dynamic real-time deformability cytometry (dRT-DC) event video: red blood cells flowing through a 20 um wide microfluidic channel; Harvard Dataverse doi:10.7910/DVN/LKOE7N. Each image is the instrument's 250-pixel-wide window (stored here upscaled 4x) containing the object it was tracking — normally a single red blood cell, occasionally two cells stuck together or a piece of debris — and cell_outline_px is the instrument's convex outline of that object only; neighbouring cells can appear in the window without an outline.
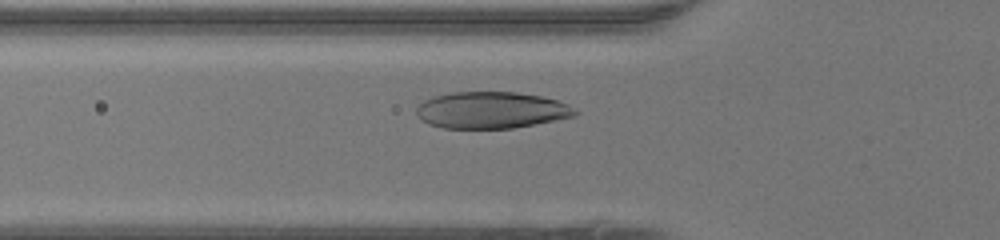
{"species": "human", "species_latin": "Homo sapiens", "temperature_condition": "warm", "stored_images_in_passage": 33, "camera_frame_rate_fps": 3000, "um_per_image_px": 0.085, "donor": {"sex": "female"}, "frame": {"image": 1, "passage_image": 9, "time_ms": 2.667, "image_size_px": [1000, 240], "cell_outline_px": [[580, 112], [576, 116], [556, 120], [512, 128], [444, 128], [428, 124], [420, 120], [416, 116], [416, 108], [424, 100], [432, 96], [452, 92], [516, 92], [540, 96], [556, 100], [568, 104]], "centroid_in_image_um": [41.74, 9.36], "position_along_channel_um": 84.1, "area_um2": 34.04}}
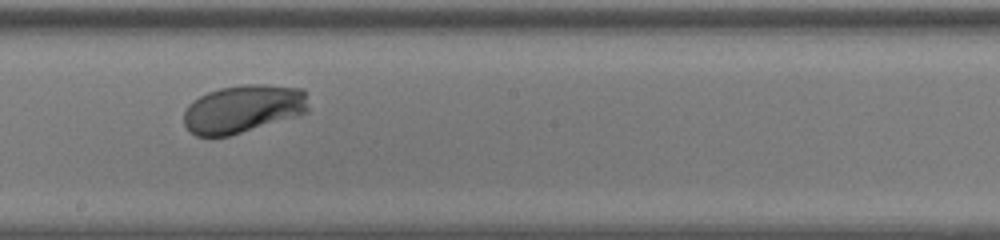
{"frame": {"image": 2, "passage_image": 19, "time_ms": 6.0, "image_size_px": [1000, 240], "cell_outline_px": [[308, 112], [296, 116], [228, 136], [196, 136], [184, 124], [184, 112], [188, 104], [192, 100], [208, 92], [220, 88], [244, 84], [264, 84], [304, 88], [308, 108]], "centroid_in_image_um": [20.66, 9.23], "position_along_channel_um": 227.5, "area_um2": 34.8}}
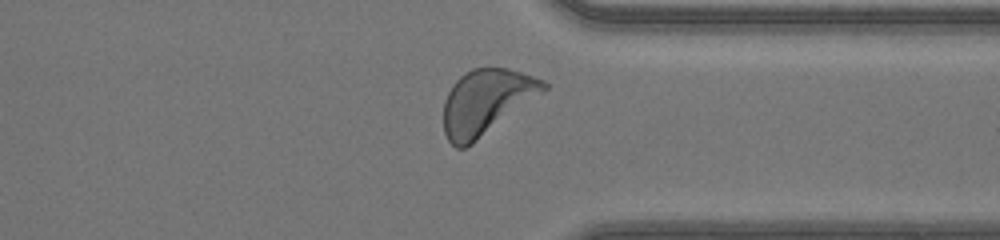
{"frame": {"image": 3, "passage_image": 29, "time_ms": 9.333, "image_size_px": [1000, 240], "cell_outline_px": [[548, 88], [472, 144], [464, 148], [456, 148], [448, 140], [444, 132], [444, 100], [452, 84], [464, 72], [472, 68], [508, 68], [544, 80], [548, 84]], "centroid_in_image_um": [41.3, 8.65], "position_along_channel_um": 370.1, "area_um2": 37.51}, "authors_computed_cell_mechanics": {"area_um2": 35.0846, "velocity_mm_per_s": 4.3098, "shape_relaxation_time_tau1_ms": 1.9007, "shape_relaxation_time_tau2_ms": null, "deformation_change_tau1": 0.1578, "deformation_change_tau2": null}}